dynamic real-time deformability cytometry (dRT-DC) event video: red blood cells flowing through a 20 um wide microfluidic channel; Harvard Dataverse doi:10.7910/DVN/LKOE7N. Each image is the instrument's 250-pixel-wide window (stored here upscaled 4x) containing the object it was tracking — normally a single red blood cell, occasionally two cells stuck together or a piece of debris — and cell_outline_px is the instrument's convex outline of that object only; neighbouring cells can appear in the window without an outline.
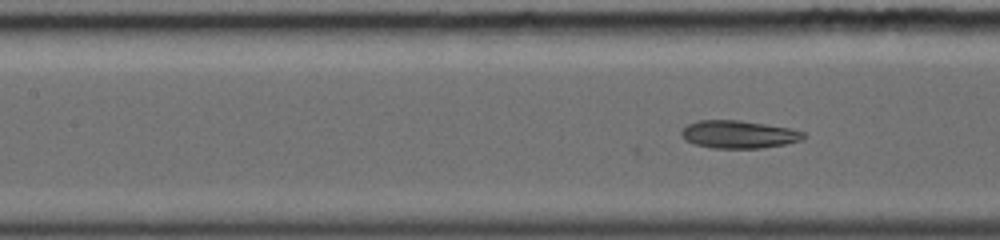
{"species": "common noctule bat (a hibernating species)", "species_latin": "Nyctalus noctula", "temperature_condition": "warm", "stored_images_in_passage": 66, "camera_frame_rate_fps": 5000, "um_per_image_px": 0.085, "animal": {"sex": "female", "body_mass_g": 19.0, "forearm_length_mm": 56.7}, "frame": {"image": 1, "passage_image": 27, "time_ms": 4.8, "image_size_px": [1000, 240], "cell_outline_px": [[804, 140], [784, 144], [760, 148], [712, 148], [696, 144], [684, 140], [680, 132], [688, 124], [700, 120], [740, 120], [792, 128], [804, 132]], "centroid_in_image_um": [62.8, 11.42], "position_along_channel_um": 144.6, "area_um2": 19.77}}
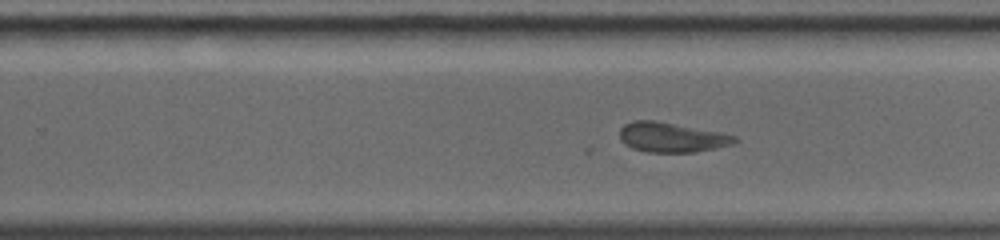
{"frame": {"image": 2, "passage_image": 41, "time_ms": 7.8, "image_size_px": [1000, 240], "cell_outline_px": [[740, 140], [732, 144], [716, 148], [696, 152], [648, 152], [632, 148], [624, 144], [620, 140], [620, 128], [624, 124], [632, 120], [656, 120], [720, 132], [736, 136]], "centroid_in_image_um": [57.08, 11.66], "position_along_channel_um": 272.7, "area_um2": 20.11}}
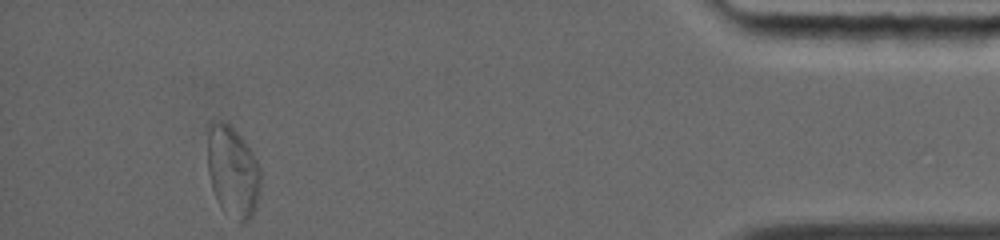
{"frame": {"image": 3, "passage_image": 66, "time_ms": 12.8, "image_size_px": [1000, 240], "cell_outline_px": [[260, 184], [256, 204], [252, 216], [244, 224], [240, 224], [216, 200], [212, 188], [208, 172], [208, 124], [212, 120], [220, 120], [228, 124], [240, 136], [252, 152], [260, 168]], "centroid_in_image_um": [19.77, 14.57], "position_along_channel_um": 415.4, "area_um2": 27.92}, "authors_computed_cell_mechanics": {"area_um2": 21.7328, "velocity_mm_per_s": 4.2783, "shape_relaxation_time_tau1_ms": null, "shape_relaxation_time_tau2_ms": 1.9391, "deformation_change_tau1": null, "deformation_change_tau2": 0.0869}}